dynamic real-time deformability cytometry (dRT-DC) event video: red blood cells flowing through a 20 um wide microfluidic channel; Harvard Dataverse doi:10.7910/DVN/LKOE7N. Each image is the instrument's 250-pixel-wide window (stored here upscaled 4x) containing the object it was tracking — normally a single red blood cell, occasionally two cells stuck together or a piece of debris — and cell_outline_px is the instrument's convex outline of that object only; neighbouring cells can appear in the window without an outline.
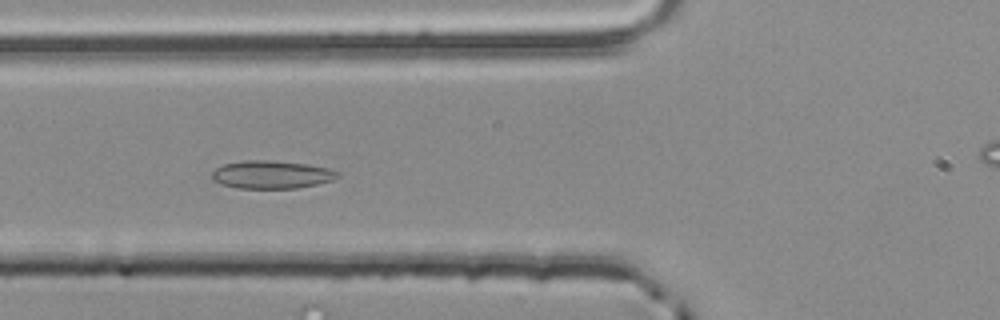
{"species": "common noctule bat (a hibernating species)", "species_latin": "Nyctalus noctula", "temperature_condition": "room temperature", "stored_images_in_passage": 54, "camera_frame_rate_fps": 3000, "um_per_image_px": 0.085, "animal": {"sex": "male", "body_mass_g": 20.4}, "frame": {"image": 1, "passage_image": 19, "time_ms": 6.0, "image_size_px": [1000, 320], "cell_outline_px": [[340, 176], [332, 180], [316, 184], [296, 188], [236, 188], [220, 184], [212, 180], [212, 172], [216, 168], [224, 164], [244, 160], [268, 160], [308, 164], [328, 168], [340, 172]], "centroid_in_image_um": [23.07, 14.84], "position_along_channel_um": 102.7, "area_um2": 20.52}}
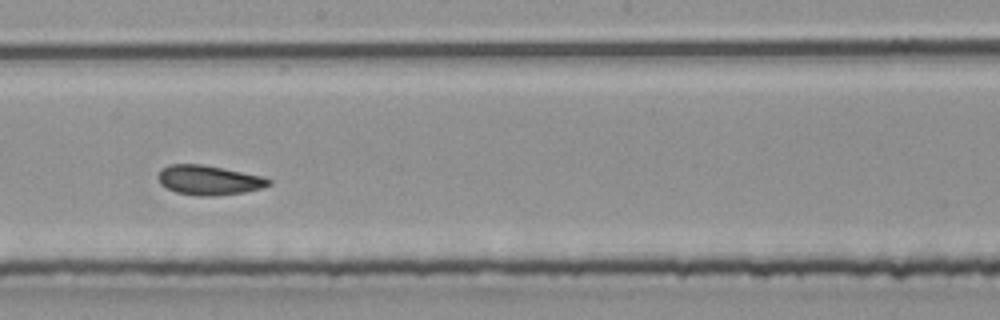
{"frame": {"image": 2, "passage_image": 29, "time_ms": 9.333, "image_size_px": [1000, 320], "cell_outline_px": [[272, 184], [260, 188], [244, 192], [212, 196], [196, 196], [176, 192], [160, 184], [156, 176], [160, 168], [168, 164], [200, 164], [264, 176], [272, 180]], "centroid_in_image_um": [17.72, 15.3], "position_along_channel_um": 230.5, "area_um2": 19.19}}
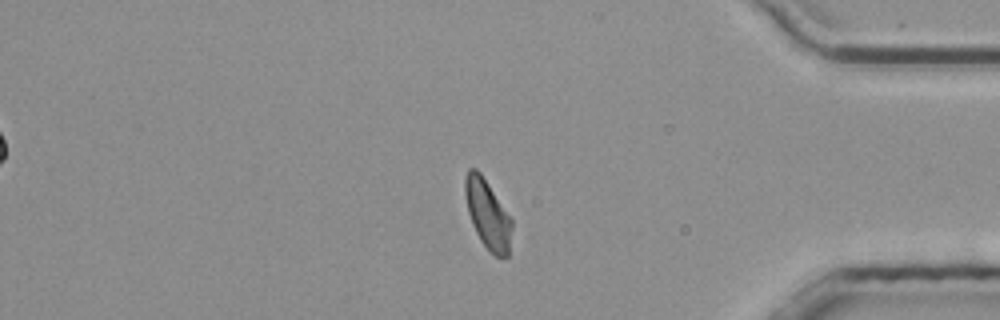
{"frame": {"image": 3, "passage_image": 44, "time_ms": 14.333, "image_size_px": [1000, 320], "cell_outline_px": [[512, 228], [508, 256], [496, 256], [488, 252], [480, 240], [472, 224], [468, 212], [464, 192], [464, 176], [468, 168], [476, 168], [480, 172], [512, 220]], "centroid_in_image_um": [41.42, 18.21], "position_along_channel_um": 393.8, "area_um2": 18.73}, "authors_computed_cell_mechanics": {"area_um2": 19.1607, "velocity_mm_per_s": 3.8322, "shape_relaxation_time_tau1_ms": null, "shape_relaxation_time_tau2_ms": 2.4917, "deformation_change_tau1": null, "deformation_change_tau2": 0.0805}}